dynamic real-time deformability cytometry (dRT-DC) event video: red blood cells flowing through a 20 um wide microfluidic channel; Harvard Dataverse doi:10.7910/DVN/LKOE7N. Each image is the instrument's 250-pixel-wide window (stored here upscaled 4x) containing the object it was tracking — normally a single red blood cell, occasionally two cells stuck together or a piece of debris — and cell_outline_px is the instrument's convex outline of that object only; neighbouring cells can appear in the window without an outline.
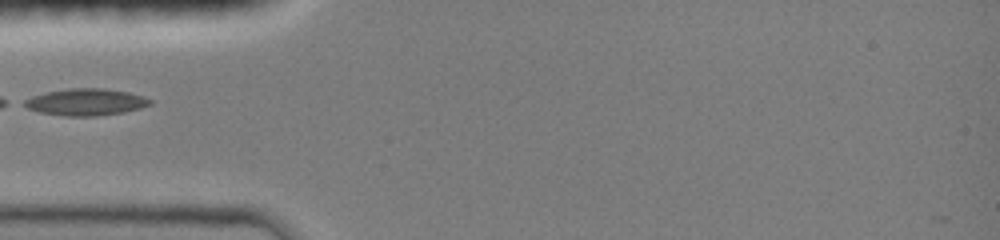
{"species": "common noctule bat (a hibernating species)", "species_latin": "Nyctalus noctula", "temperature_condition": "room temperature", "stored_images_in_passage": 31, "camera_frame_rate_fps": 3000, "um_per_image_px": 0.085, "animal": {"sex": "female", "body_mass_g": 19.0, "forearm_length_mm": 51.5}, "frame": {"image": 1, "passage_image": 1, "time_ms": 0.0, "image_size_px": [1000, 240], "cell_outline_px": [[152, 104], [140, 108], [124, 112], [96, 116], [64, 116], [40, 112], [28, 108], [20, 104], [24, 100], [32, 96], [48, 92], [68, 88], [104, 88], [128, 92], [144, 96], [152, 100]], "centroid_in_image_um": [7.3, 8.67], "position_along_channel_um": 77.7, "area_um2": 19.71}}